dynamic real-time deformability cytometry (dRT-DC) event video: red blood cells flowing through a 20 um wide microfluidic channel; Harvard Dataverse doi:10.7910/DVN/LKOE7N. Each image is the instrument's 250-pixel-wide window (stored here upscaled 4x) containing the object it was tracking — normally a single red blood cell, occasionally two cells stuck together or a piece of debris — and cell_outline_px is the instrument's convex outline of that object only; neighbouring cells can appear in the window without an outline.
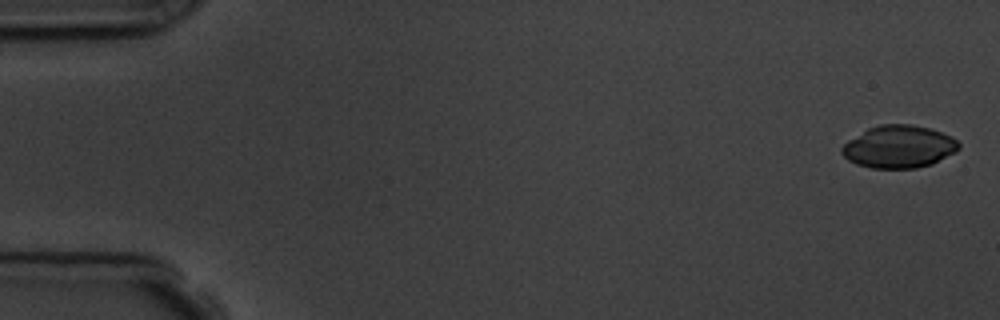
{"species": "common noctule bat (a hibernating species)", "species_latin": "Nyctalus noctula", "temperature_condition": "room temperature", "stored_images_in_passage": 5, "camera_frame_rate_fps": 3000, "um_per_image_px": 0.085, "animal": {"sex": "male", "body_mass_g": 19.5, "forearm_length_mm": 54.6}, "frame": {"image": 1, "passage_image": 1, "time_ms": 0.0, "image_size_px": [1000, 320], "cell_outline_px": [[960, 148], [956, 152], [932, 164], [916, 168], [872, 168], [856, 164], [848, 160], [840, 152], [840, 148], [848, 140], [868, 128], [880, 124], [912, 124], [928, 128], [952, 136], [960, 144]], "centroid_in_image_um": [76.4, 12.47], "position_along_channel_um": 8.6, "area_um2": 29.07}}